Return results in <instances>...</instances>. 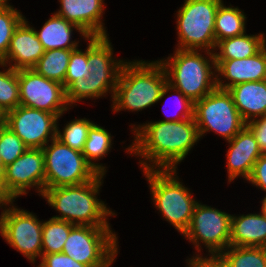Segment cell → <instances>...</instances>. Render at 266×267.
I'll return each mask as SVG.
<instances>
[{
    "label": "cell",
    "mask_w": 266,
    "mask_h": 267,
    "mask_svg": "<svg viewBox=\"0 0 266 267\" xmlns=\"http://www.w3.org/2000/svg\"><path fill=\"white\" fill-rule=\"evenodd\" d=\"M188 266L192 267H230L219 256H209L208 258L200 255L189 259Z\"/></svg>",
    "instance_id": "cell-38"
},
{
    "label": "cell",
    "mask_w": 266,
    "mask_h": 267,
    "mask_svg": "<svg viewBox=\"0 0 266 267\" xmlns=\"http://www.w3.org/2000/svg\"><path fill=\"white\" fill-rule=\"evenodd\" d=\"M94 123L83 119H74L63 128V133L57 130V139L70 148L82 152L88 131Z\"/></svg>",
    "instance_id": "cell-30"
},
{
    "label": "cell",
    "mask_w": 266,
    "mask_h": 267,
    "mask_svg": "<svg viewBox=\"0 0 266 267\" xmlns=\"http://www.w3.org/2000/svg\"><path fill=\"white\" fill-rule=\"evenodd\" d=\"M177 96H175L176 98V105L178 104L179 108H180V113L181 114H177L174 117H168V119H163L161 121L164 122H172V121H182L185 119H191L194 118V103L188 99L181 91L174 89ZM164 111V110H163ZM182 111V112H181Z\"/></svg>",
    "instance_id": "cell-35"
},
{
    "label": "cell",
    "mask_w": 266,
    "mask_h": 267,
    "mask_svg": "<svg viewBox=\"0 0 266 267\" xmlns=\"http://www.w3.org/2000/svg\"><path fill=\"white\" fill-rule=\"evenodd\" d=\"M231 219V214L197 202L191 223L183 235L196 246L198 253L202 242L210 256H219L230 246Z\"/></svg>",
    "instance_id": "cell-11"
},
{
    "label": "cell",
    "mask_w": 266,
    "mask_h": 267,
    "mask_svg": "<svg viewBox=\"0 0 266 267\" xmlns=\"http://www.w3.org/2000/svg\"><path fill=\"white\" fill-rule=\"evenodd\" d=\"M246 16L238 7H226L219 4L215 17L216 44L226 38L238 36L245 32Z\"/></svg>",
    "instance_id": "cell-25"
},
{
    "label": "cell",
    "mask_w": 266,
    "mask_h": 267,
    "mask_svg": "<svg viewBox=\"0 0 266 267\" xmlns=\"http://www.w3.org/2000/svg\"><path fill=\"white\" fill-rule=\"evenodd\" d=\"M20 105L18 70L0 71V107L9 112Z\"/></svg>",
    "instance_id": "cell-29"
},
{
    "label": "cell",
    "mask_w": 266,
    "mask_h": 267,
    "mask_svg": "<svg viewBox=\"0 0 266 267\" xmlns=\"http://www.w3.org/2000/svg\"><path fill=\"white\" fill-rule=\"evenodd\" d=\"M73 28L78 30L86 40L89 38L77 25L55 13L45 22L40 31H36V35L45 51L52 49L75 50L78 48L79 42L71 41Z\"/></svg>",
    "instance_id": "cell-22"
},
{
    "label": "cell",
    "mask_w": 266,
    "mask_h": 267,
    "mask_svg": "<svg viewBox=\"0 0 266 267\" xmlns=\"http://www.w3.org/2000/svg\"><path fill=\"white\" fill-rule=\"evenodd\" d=\"M38 267H87L64 253L42 254Z\"/></svg>",
    "instance_id": "cell-34"
},
{
    "label": "cell",
    "mask_w": 266,
    "mask_h": 267,
    "mask_svg": "<svg viewBox=\"0 0 266 267\" xmlns=\"http://www.w3.org/2000/svg\"><path fill=\"white\" fill-rule=\"evenodd\" d=\"M133 130L135 139L126 149L146 160L139 162L142 170H156L157 167L158 170H176L177 164L185 159L200 139L194 118L148 122L137 127L134 125Z\"/></svg>",
    "instance_id": "cell-1"
},
{
    "label": "cell",
    "mask_w": 266,
    "mask_h": 267,
    "mask_svg": "<svg viewBox=\"0 0 266 267\" xmlns=\"http://www.w3.org/2000/svg\"><path fill=\"white\" fill-rule=\"evenodd\" d=\"M0 215V234L10 246L21 252L31 262L42 257V221L32 212L13 206Z\"/></svg>",
    "instance_id": "cell-12"
},
{
    "label": "cell",
    "mask_w": 266,
    "mask_h": 267,
    "mask_svg": "<svg viewBox=\"0 0 266 267\" xmlns=\"http://www.w3.org/2000/svg\"><path fill=\"white\" fill-rule=\"evenodd\" d=\"M71 224L64 220L51 218L43 222L42 227V254L62 253L67 240Z\"/></svg>",
    "instance_id": "cell-28"
},
{
    "label": "cell",
    "mask_w": 266,
    "mask_h": 267,
    "mask_svg": "<svg viewBox=\"0 0 266 267\" xmlns=\"http://www.w3.org/2000/svg\"><path fill=\"white\" fill-rule=\"evenodd\" d=\"M7 112L0 107V128L6 125Z\"/></svg>",
    "instance_id": "cell-40"
},
{
    "label": "cell",
    "mask_w": 266,
    "mask_h": 267,
    "mask_svg": "<svg viewBox=\"0 0 266 267\" xmlns=\"http://www.w3.org/2000/svg\"><path fill=\"white\" fill-rule=\"evenodd\" d=\"M20 105L61 117L69 110L66 90L59 82L37 74L33 69L18 70Z\"/></svg>",
    "instance_id": "cell-14"
},
{
    "label": "cell",
    "mask_w": 266,
    "mask_h": 267,
    "mask_svg": "<svg viewBox=\"0 0 266 267\" xmlns=\"http://www.w3.org/2000/svg\"><path fill=\"white\" fill-rule=\"evenodd\" d=\"M219 257L230 267H266L264 247L228 246Z\"/></svg>",
    "instance_id": "cell-27"
},
{
    "label": "cell",
    "mask_w": 266,
    "mask_h": 267,
    "mask_svg": "<svg viewBox=\"0 0 266 267\" xmlns=\"http://www.w3.org/2000/svg\"><path fill=\"white\" fill-rule=\"evenodd\" d=\"M112 146V137L103 127L95 123L90 127L88 136L82 150L86 161L99 173H106L105 166L94 163L92 160L103 158L109 152Z\"/></svg>",
    "instance_id": "cell-24"
},
{
    "label": "cell",
    "mask_w": 266,
    "mask_h": 267,
    "mask_svg": "<svg viewBox=\"0 0 266 267\" xmlns=\"http://www.w3.org/2000/svg\"><path fill=\"white\" fill-rule=\"evenodd\" d=\"M44 53L36 30L30 27L24 18L16 27L6 57L0 66L6 67L7 64L10 66V63L14 62L10 67L15 70L32 69Z\"/></svg>",
    "instance_id": "cell-17"
},
{
    "label": "cell",
    "mask_w": 266,
    "mask_h": 267,
    "mask_svg": "<svg viewBox=\"0 0 266 267\" xmlns=\"http://www.w3.org/2000/svg\"><path fill=\"white\" fill-rule=\"evenodd\" d=\"M194 120L200 138L211 130L229 141L246 126L231 94L219 88L194 103Z\"/></svg>",
    "instance_id": "cell-10"
},
{
    "label": "cell",
    "mask_w": 266,
    "mask_h": 267,
    "mask_svg": "<svg viewBox=\"0 0 266 267\" xmlns=\"http://www.w3.org/2000/svg\"><path fill=\"white\" fill-rule=\"evenodd\" d=\"M72 51L66 49L47 50L32 69L47 79L61 83L64 87Z\"/></svg>",
    "instance_id": "cell-26"
},
{
    "label": "cell",
    "mask_w": 266,
    "mask_h": 267,
    "mask_svg": "<svg viewBox=\"0 0 266 267\" xmlns=\"http://www.w3.org/2000/svg\"><path fill=\"white\" fill-rule=\"evenodd\" d=\"M111 226L74 225L62 253L87 267H102L118 253Z\"/></svg>",
    "instance_id": "cell-8"
},
{
    "label": "cell",
    "mask_w": 266,
    "mask_h": 267,
    "mask_svg": "<svg viewBox=\"0 0 266 267\" xmlns=\"http://www.w3.org/2000/svg\"><path fill=\"white\" fill-rule=\"evenodd\" d=\"M29 147L8 126L0 128V153L2 157V172L4 167L13 163Z\"/></svg>",
    "instance_id": "cell-32"
},
{
    "label": "cell",
    "mask_w": 266,
    "mask_h": 267,
    "mask_svg": "<svg viewBox=\"0 0 266 267\" xmlns=\"http://www.w3.org/2000/svg\"><path fill=\"white\" fill-rule=\"evenodd\" d=\"M227 152L229 183L242 176L247 180L257 159L263 154L252 131L245 126L231 140Z\"/></svg>",
    "instance_id": "cell-19"
},
{
    "label": "cell",
    "mask_w": 266,
    "mask_h": 267,
    "mask_svg": "<svg viewBox=\"0 0 266 267\" xmlns=\"http://www.w3.org/2000/svg\"><path fill=\"white\" fill-rule=\"evenodd\" d=\"M88 46L86 51L75 49L71 52L67 72L65 75L64 89L66 90L75 80L86 78L89 75Z\"/></svg>",
    "instance_id": "cell-33"
},
{
    "label": "cell",
    "mask_w": 266,
    "mask_h": 267,
    "mask_svg": "<svg viewBox=\"0 0 266 267\" xmlns=\"http://www.w3.org/2000/svg\"><path fill=\"white\" fill-rule=\"evenodd\" d=\"M45 165V189L79 185L93 180L99 173L86 161L83 153L59 139L42 148Z\"/></svg>",
    "instance_id": "cell-9"
},
{
    "label": "cell",
    "mask_w": 266,
    "mask_h": 267,
    "mask_svg": "<svg viewBox=\"0 0 266 267\" xmlns=\"http://www.w3.org/2000/svg\"><path fill=\"white\" fill-rule=\"evenodd\" d=\"M146 175L153 202L161 211L163 218L170 222L178 232L184 234L188 229L197 201L190 190L178 180L175 169L143 170Z\"/></svg>",
    "instance_id": "cell-6"
},
{
    "label": "cell",
    "mask_w": 266,
    "mask_h": 267,
    "mask_svg": "<svg viewBox=\"0 0 266 267\" xmlns=\"http://www.w3.org/2000/svg\"><path fill=\"white\" fill-rule=\"evenodd\" d=\"M13 202L0 187V207L2 208V206H7L8 204L11 206Z\"/></svg>",
    "instance_id": "cell-39"
},
{
    "label": "cell",
    "mask_w": 266,
    "mask_h": 267,
    "mask_svg": "<svg viewBox=\"0 0 266 267\" xmlns=\"http://www.w3.org/2000/svg\"><path fill=\"white\" fill-rule=\"evenodd\" d=\"M247 180L266 192V153L257 159Z\"/></svg>",
    "instance_id": "cell-36"
},
{
    "label": "cell",
    "mask_w": 266,
    "mask_h": 267,
    "mask_svg": "<svg viewBox=\"0 0 266 267\" xmlns=\"http://www.w3.org/2000/svg\"><path fill=\"white\" fill-rule=\"evenodd\" d=\"M104 0H59L55 14L77 25L88 37L108 36L102 22Z\"/></svg>",
    "instance_id": "cell-18"
},
{
    "label": "cell",
    "mask_w": 266,
    "mask_h": 267,
    "mask_svg": "<svg viewBox=\"0 0 266 267\" xmlns=\"http://www.w3.org/2000/svg\"><path fill=\"white\" fill-rule=\"evenodd\" d=\"M198 51L177 49L174 56L170 55L167 59L159 61L165 69L167 83L181 91L193 103L217 88L214 53L205 52L209 56L208 60ZM212 68L214 72L211 70Z\"/></svg>",
    "instance_id": "cell-5"
},
{
    "label": "cell",
    "mask_w": 266,
    "mask_h": 267,
    "mask_svg": "<svg viewBox=\"0 0 266 267\" xmlns=\"http://www.w3.org/2000/svg\"><path fill=\"white\" fill-rule=\"evenodd\" d=\"M108 39V36L87 39L89 41L87 65L90 73L86 78L75 80L66 89V101L69 106L82 99L105 96L108 90L113 99L120 72L126 62L112 57L113 48Z\"/></svg>",
    "instance_id": "cell-4"
},
{
    "label": "cell",
    "mask_w": 266,
    "mask_h": 267,
    "mask_svg": "<svg viewBox=\"0 0 266 267\" xmlns=\"http://www.w3.org/2000/svg\"><path fill=\"white\" fill-rule=\"evenodd\" d=\"M262 200L261 212L266 216V196Z\"/></svg>",
    "instance_id": "cell-41"
},
{
    "label": "cell",
    "mask_w": 266,
    "mask_h": 267,
    "mask_svg": "<svg viewBox=\"0 0 266 267\" xmlns=\"http://www.w3.org/2000/svg\"><path fill=\"white\" fill-rule=\"evenodd\" d=\"M115 257H116V255L106 265H104L102 267H110L111 264L114 262Z\"/></svg>",
    "instance_id": "cell-43"
},
{
    "label": "cell",
    "mask_w": 266,
    "mask_h": 267,
    "mask_svg": "<svg viewBox=\"0 0 266 267\" xmlns=\"http://www.w3.org/2000/svg\"><path fill=\"white\" fill-rule=\"evenodd\" d=\"M230 246L266 248V216L247 214L231 219Z\"/></svg>",
    "instance_id": "cell-21"
},
{
    "label": "cell",
    "mask_w": 266,
    "mask_h": 267,
    "mask_svg": "<svg viewBox=\"0 0 266 267\" xmlns=\"http://www.w3.org/2000/svg\"><path fill=\"white\" fill-rule=\"evenodd\" d=\"M2 174V157L0 153V175Z\"/></svg>",
    "instance_id": "cell-44"
},
{
    "label": "cell",
    "mask_w": 266,
    "mask_h": 267,
    "mask_svg": "<svg viewBox=\"0 0 266 267\" xmlns=\"http://www.w3.org/2000/svg\"><path fill=\"white\" fill-rule=\"evenodd\" d=\"M221 2L222 0H185L177 11V49H202L204 52L217 50L215 17Z\"/></svg>",
    "instance_id": "cell-7"
},
{
    "label": "cell",
    "mask_w": 266,
    "mask_h": 267,
    "mask_svg": "<svg viewBox=\"0 0 266 267\" xmlns=\"http://www.w3.org/2000/svg\"><path fill=\"white\" fill-rule=\"evenodd\" d=\"M60 117L39 109L19 105L7 112L8 126L29 148H43L57 138ZM51 138V139H50Z\"/></svg>",
    "instance_id": "cell-15"
},
{
    "label": "cell",
    "mask_w": 266,
    "mask_h": 267,
    "mask_svg": "<svg viewBox=\"0 0 266 267\" xmlns=\"http://www.w3.org/2000/svg\"><path fill=\"white\" fill-rule=\"evenodd\" d=\"M266 45L264 34L247 35L246 33L219 41L214 53L215 60L245 59L257 54Z\"/></svg>",
    "instance_id": "cell-23"
},
{
    "label": "cell",
    "mask_w": 266,
    "mask_h": 267,
    "mask_svg": "<svg viewBox=\"0 0 266 267\" xmlns=\"http://www.w3.org/2000/svg\"><path fill=\"white\" fill-rule=\"evenodd\" d=\"M250 120L246 126L254 134L262 153H266V115Z\"/></svg>",
    "instance_id": "cell-37"
},
{
    "label": "cell",
    "mask_w": 266,
    "mask_h": 267,
    "mask_svg": "<svg viewBox=\"0 0 266 267\" xmlns=\"http://www.w3.org/2000/svg\"><path fill=\"white\" fill-rule=\"evenodd\" d=\"M34 186L41 195L45 191L44 152L41 148H28L4 167L0 175V187L12 201L27 194L26 190Z\"/></svg>",
    "instance_id": "cell-13"
},
{
    "label": "cell",
    "mask_w": 266,
    "mask_h": 267,
    "mask_svg": "<svg viewBox=\"0 0 266 267\" xmlns=\"http://www.w3.org/2000/svg\"><path fill=\"white\" fill-rule=\"evenodd\" d=\"M174 88L167 83L163 65L152 62L132 61L123 65L113 95V111H140L157 103Z\"/></svg>",
    "instance_id": "cell-2"
},
{
    "label": "cell",
    "mask_w": 266,
    "mask_h": 267,
    "mask_svg": "<svg viewBox=\"0 0 266 267\" xmlns=\"http://www.w3.org/2000/svg\"><path fill=\"white\" fill-rule=\"evenodd\" d=\"M103 176L98 174L93 180L79 185L45 189L42 197L61 214L52 218L74 225L109 226L107 217L115 213L96 197Z\"/></svg>",
    "instance_id": "cell-3"
},
{
    "label": "cell",
    "mask_w": 266,
    "mask_h": 267,
    "mask_svg": "<svg viewBox=\"0 0 266 267\" xmlns=\"http://www.w3.org/2000/svg\"><path fill=\"white\" fill-rule=\"evenodd\" d=\"M217 88L228 90L240 83L266 80V45L254 56L245 59L215 60ZM223 76L229 82H222ZM219 77V78H218ZM231 81V82H230Z\"/></svg>",
    "instance_id": "cell-16"
},
{
    "label": "cell",
    "mask_w": 266,
    "mask_h": 267,
    "mask_svg": "<svg viewBox=\"0 0 266 267\" xmlns=\"http://www.w3.org/2000/svg\"><path fill=\"white\" fill-rule=\"evenodd\" d=\"M24 18L13 6L0 8V63L6 57L16 27Z\"/></svg>",
    "instance_id": "cell-31"
},
{
    "label": "cell",
    "mask_w": 266,
    "mask_h": 267,
    "mask_svg": "<svg viewBox=\"0 0 266 267\" xmlns=\"http://www.w3.org/2000/svg\"><path fill=\"white\" fill-rule=\"evenodd\" d=\"M8 0H0V8L11 6L7 3Z\"/></svg>",
    "instance_id": "cell-42"
},
{
    "label": "cell",
    "mask_w": 266,
    "mask_h": 267,
    "mask_svg": "<svg viewBox=\"0 0 266 267\" xmlns=\"http://www.w3.org/2000/svg\"><path fill=\"white\" fill-rule=\"evenodd\" d=\"M227 91L246 123L266 115V80L240 83Z\"/></svg>",
    "instance_id": "cell-20"
}]
</instances>
